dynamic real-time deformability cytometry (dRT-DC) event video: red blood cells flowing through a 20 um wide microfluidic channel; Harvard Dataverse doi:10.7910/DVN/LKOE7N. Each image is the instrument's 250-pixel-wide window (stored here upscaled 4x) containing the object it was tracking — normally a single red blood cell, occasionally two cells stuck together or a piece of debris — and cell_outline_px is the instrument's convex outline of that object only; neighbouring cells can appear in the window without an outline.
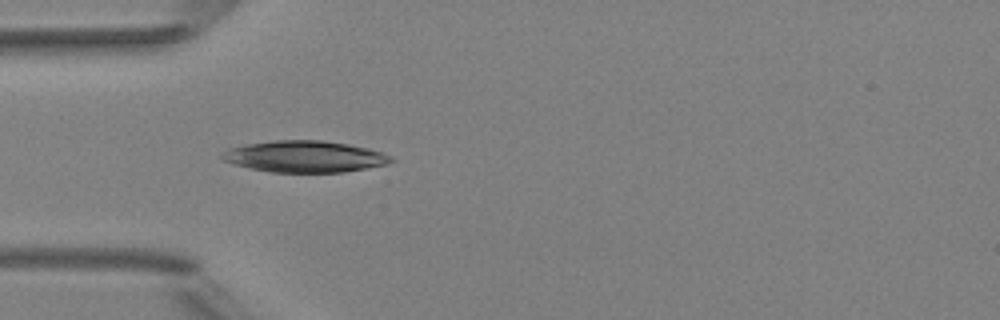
{"species": "Egyptian fruit bat (a non-hibernating species)", "species_latin": "Rousettus aegyptiacus", "temperature_condition": "room temperature", "stored_images_in_passage": 4, "camera_frame_rate_fps": 3000, "um_per_image_px": 0.085, "animal": {"sex": "female"}, "frame": {"image": 1, "passage_image": 4, "time_ms": 3.333, "image_size_px": [1000, 320], "cell_outline_px": [[396, 160], [384, 164], [344, 172], [272, 172], [252, 168], [236, 164], [224, 160], [220, 156], [228, 148], [248, 144], [276, 140], [320, 140], [348, 144], [368, 148], [392, 156]], "centroid_in_image_um": [25.92, 13.3], "position_along_channel_um": 59.1, "area_um2": 30.58}}